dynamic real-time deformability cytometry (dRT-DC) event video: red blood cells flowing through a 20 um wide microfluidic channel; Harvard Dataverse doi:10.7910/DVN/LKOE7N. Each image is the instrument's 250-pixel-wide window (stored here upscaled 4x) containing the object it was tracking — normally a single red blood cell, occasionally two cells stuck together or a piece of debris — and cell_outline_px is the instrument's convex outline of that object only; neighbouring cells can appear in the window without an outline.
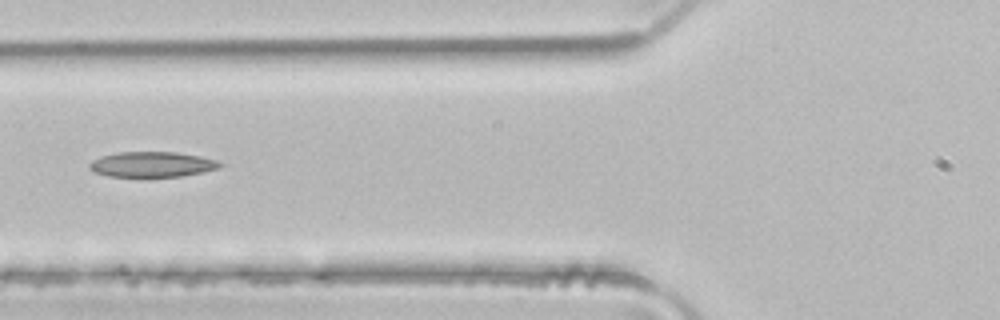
{"species": "common noctule bat (a hibernating species)", "species_latin": "Nyctalus noctula", "temperature_condition": "room temperature", "stored_images_in_passage": 3, "camera_frame_rate_fps": 3000, "um_per_image_px": 0.085, "animal": {"sex": "male", "body_mass_g": 21.5, "forearm_length_mm": 52.0}, "frame": {"image": 1, "passage_image": 3, "time_ms": 0.667, "image_size_px": [1000, 320], "cell_outline_px": [[224, 164], [220, 168], [204, 172], [184, 176], [108, 176], [96, 172], [88, 164], [92, 160], [116, 152], [176, 152], [200, 156], [216, 160]], "centroid_in_image_um": [13.0, 13.97], "position_along_channel_um": 112.8, "area_um2": 19.07}}